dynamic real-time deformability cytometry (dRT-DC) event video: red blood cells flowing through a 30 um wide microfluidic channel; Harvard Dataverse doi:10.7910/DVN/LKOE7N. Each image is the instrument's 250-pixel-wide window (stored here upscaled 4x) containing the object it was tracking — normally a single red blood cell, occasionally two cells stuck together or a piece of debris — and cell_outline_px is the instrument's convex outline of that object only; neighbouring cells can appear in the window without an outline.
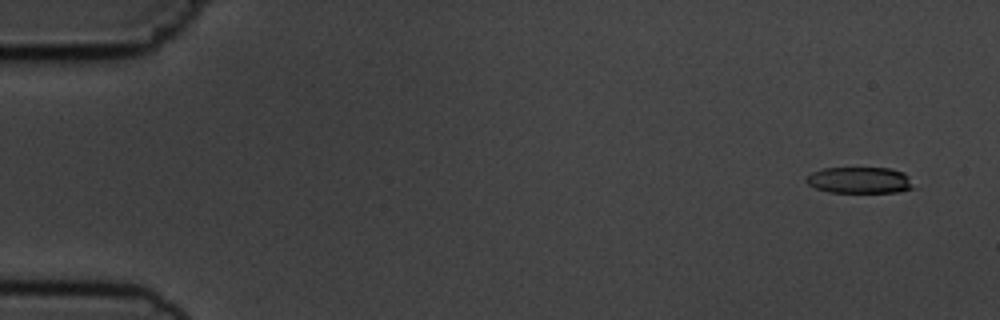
{"species": "common noctule bat (a hibernating species)", "species_latin": "Nyctalus noctula", "temperature_condition": "cold", "stored_images_in_passage": 6, "segment_of_instrument_passage": [2, 2], "camera_frame_rate_fps": 3000, "um_per_image_px": 0.085, "animal": {"sex": "male", "body_mass_g": 19.5, "forearm_length_mm": 54.6}, "frame": {"image": 1, "passage_image": 6, "time_ms": 6.667, "image_size_px": [1000, 320], "cell_outline_px": [[916, 188], [896, 192], [828, 192], [816, 188], [808, 184], [804, 180], [812, 172], [824, 168], [892, 168], [904, 172], [908, 176]], "centroid_in_image_um": [73.1, 15.31], "position_along_channel_um": 11.9, "area_um2": 16.53}}